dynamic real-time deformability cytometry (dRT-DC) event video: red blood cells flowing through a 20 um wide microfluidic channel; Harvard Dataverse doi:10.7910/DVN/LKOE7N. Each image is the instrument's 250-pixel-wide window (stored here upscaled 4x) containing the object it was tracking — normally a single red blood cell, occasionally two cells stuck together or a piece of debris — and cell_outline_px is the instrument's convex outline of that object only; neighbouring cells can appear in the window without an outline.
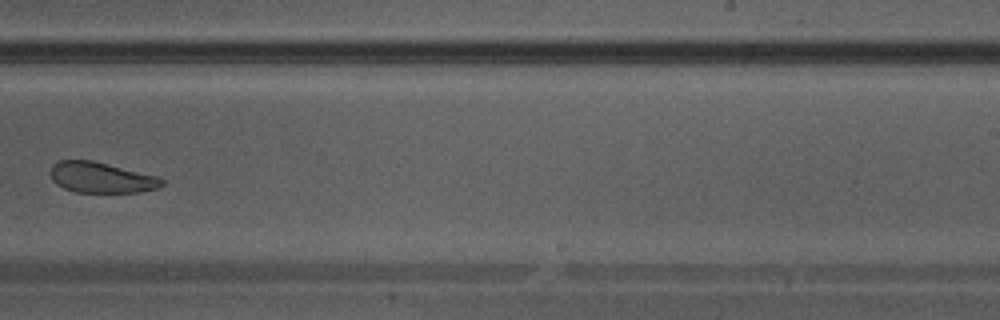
{"species": "Egyptian fruit bat (a non-hibernating species)", "species_latin": "Rousettus aegyptiacus", "temperature_condition": "warm", "stored_images_in_passage": 30, "camera_frame_rate_fps": 3000, "um_per_image_px": 0.085, "animal": {"sex": "male"}, "frame": {"image": 1, "passage_image": 18, "time_ms": 5.667, "image_size_px": [1000, 320], "cell_outline_px": [[164, 184], [156, 188], [140, 192], [76, 192], [64, 188], [56, 184], [52, 180], [48, 172], [52, 164], [60, 160], [92, 160], [160, 176], [164, 180]], "centroid_in_image_um": [8.59, 15.08], "position_along_channel_um": 280.4, "area_um2": 20.17}}